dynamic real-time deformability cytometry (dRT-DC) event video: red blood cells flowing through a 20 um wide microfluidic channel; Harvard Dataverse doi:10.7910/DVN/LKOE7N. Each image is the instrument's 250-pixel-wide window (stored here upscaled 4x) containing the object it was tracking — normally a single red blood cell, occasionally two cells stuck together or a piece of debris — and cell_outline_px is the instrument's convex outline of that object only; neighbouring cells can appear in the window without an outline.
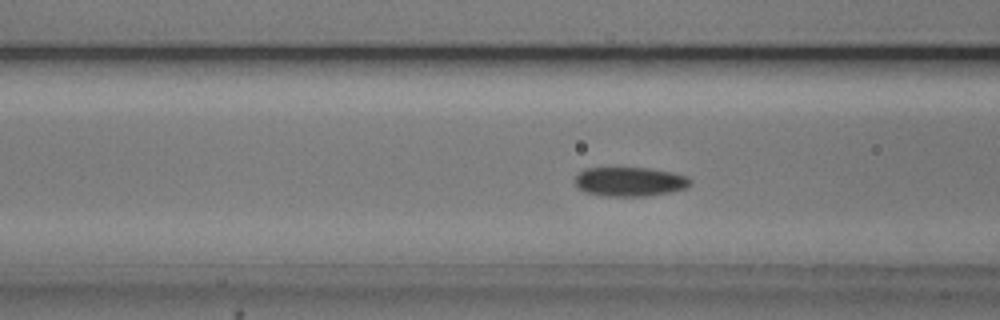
{"species": "common noctule bat (a hibernating species)", "species_latin": "Nyctalus noctula", "temperature_condition": "cold", "stored_images_in_passage": 44, "camera_frame_rate_fps": 3000, "um_per_image_px": 0.085, "animal": {"sex": "male", "body_mass_g": 20.5, "forearm_length_mm": 52.5}, "frame": {"image": 1, "passage_image": 12, "time_ms": 3.667, "image_size_px": [1000, 320], "cell_outline_px": [[692, 184], [684, 188], [668, 192], [644, 196], [604, 196], [584, 192], [576, 184], [576, 176], [584, 168], [648, 168], [672, 172], [684, 176], [692, 180]], "centroid_in_image_um": [53.52, 15.44], "position_along_channel_um": 113.1, "area_um2": 19.42}}
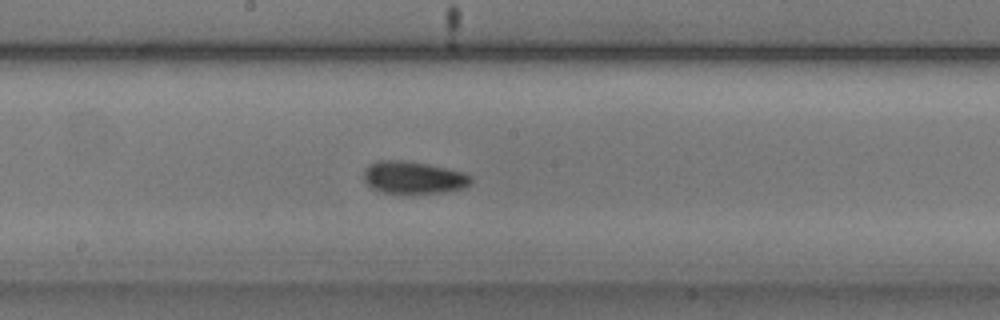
{"frame": {"image": 2, "passage_image": 20, "time_ms": 6.333, "image_size_px": [1000, 320], "cell_outline_px": [[472, 184], [464, 188], [448, 192], [408, 196], [380, 192], [372, 188], [364, 180], [364, 172], [376, 160], [404, 160], [428, 164], [464, 172], [472, 176]], "centroid_in_image_um": [35.19, 15.14], "position_along_channel_um": 213.0, "area_um2": 21.04}}
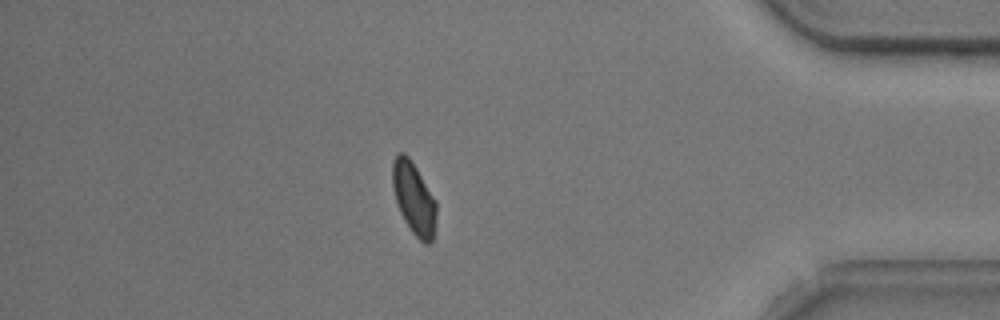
{"frame": {"image": 3, "passage_image": 38, "time_ms": 12.333, "image_size_px": [1000, 320], "cell_outline_px": [[436, 216], [432, 240], [428, 244], [424, 244], [412, 232], [404, 220], [400, 212], [396, 200], [392, 184], [392, 160], [400, 152], [404, 152], [408, 156], [416, 168], [436, 200]], "centroid_in_image_um": [35.17, 16.85], "position_along_channel_um": 400.0, "area_um2": 18.26}, "authors_computed_cell_mechanics": {"area_um2": 19.3341, "velocity_mm_per_s": 3.7352, "shape_relaxation_time_tau1_ms": 2.2737, "shape_relaxation_time_tau2_ms": 9.0572, "deformation_change_tau1": 0.0738, "deformation_change_tau2": 0.1089}}